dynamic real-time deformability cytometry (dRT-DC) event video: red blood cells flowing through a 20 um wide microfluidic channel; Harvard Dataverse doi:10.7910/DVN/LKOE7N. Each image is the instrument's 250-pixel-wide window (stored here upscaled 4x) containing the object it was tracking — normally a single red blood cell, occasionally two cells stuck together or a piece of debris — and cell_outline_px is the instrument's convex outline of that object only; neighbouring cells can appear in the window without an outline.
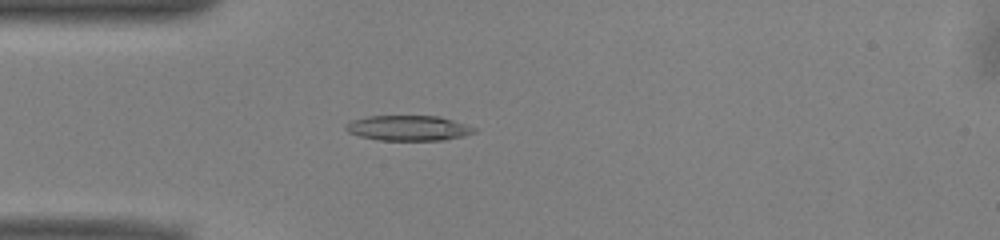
{"species": "common noctule bat (a hibernating species)", "species_latin": "Nyctalus noctula", "temperature_condition": "warm", "stored_images_in_passage": 44, "camera_frame_rate_fps": 3000, "um_per_image_px": 0.085, "animal": {"sex": "male", "body_mass_g": 13.0, "forearm_length_mm": 53.1}, "frame": {"image": 1, "passage_image": 7, "time_ms": 2.0, "image_size_px": [1000, 240], "cell_outline_px": [[476, 132], [464, 136], [444, 140], [380, 140], [360, 136], [348, 132], [344, 128], [344, 124], [352, 120], [368, 116], [440, 116], [476, 128]], "centroid_in_image_um": [34.69, 10.88], "position_along_channel_um": 50.3, "area_um2": 18.84}}
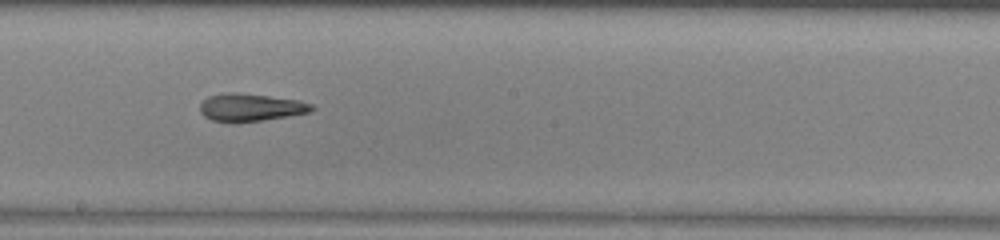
{"frame": {"image": 2, "passage_image": 21, "time_ms": 6.667, "image_size_px": [1000, 240], "cell_outline_px": [[316, 108], [308, 112], [288, 116], [236, 124], [232, 124], [212, 120], [204, 116], [200, 112], [200, 104], [208, 96], [228, 92], [236, 92], [300, 100], [312, 104]], "centroid_in_image_um": [21.27, 9.14], "position_along_channel_um": 226.9, "area_um2": 18.26}}
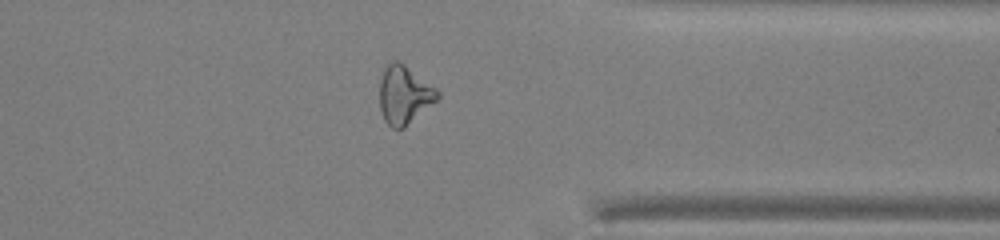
{"frame": {"image": 3, "passage_image": 33, "time_ms": 10.667, "image_size_px": [1000, 240], "cell_outline_px": [[440, 96], [436, 100], [404, 128], [392, 128], [384, 120], [380, 108], [380, 80], [384, 68], [392, 60], [396, 60], [404, 64], [436, 88], [440, 92]], "centroid_in_image_um": [34.35, 8.05], "position_along_channel_um": 377.1, "area_um2": 19.42}, "authors_computed_cell_mechanics": {"area_um2": 18.785, "velocity_mm_per_s": 3.9765, "shape_relaxation_time_tau1_ms": null, "shape_relaxation_time_tau2_ms": 4.2618, "deformation_change_tau1": null, "deformation_change_tau2": 0.155}}